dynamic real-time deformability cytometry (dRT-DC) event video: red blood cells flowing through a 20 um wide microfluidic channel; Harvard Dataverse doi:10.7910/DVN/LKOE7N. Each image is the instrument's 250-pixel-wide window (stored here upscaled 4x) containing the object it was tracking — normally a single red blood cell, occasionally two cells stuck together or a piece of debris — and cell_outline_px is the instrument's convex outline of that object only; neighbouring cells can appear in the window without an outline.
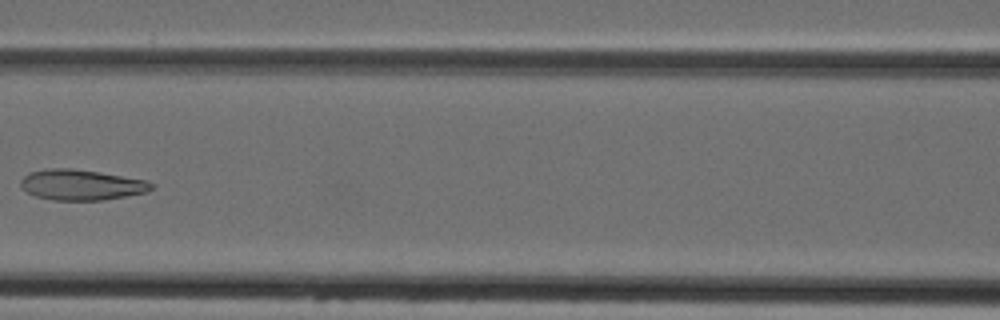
{"species": "Egyptian fruit bat (a non-hibernating species)", "species_latin": "Rousettus aegyptiacus", "temperature_condition": "cold", "stored_images_in_passage": 5, "camera_frame_rate_fps": 3000, "um_per_image_px": 0.085, "animal": {"sex": "female"}, "frame": {"image": 1, "passage_image": 5, "time_ms": 4.667, "image_size_px": [1000, 320], "cell_outline_px": [[156, 184], [148, 192], [104, 200], [52, 200], [36, 196], [28, 192], [20, 184], [20, 180], [24, 176], [32, 172], [44, 168], [72, 168], [148, 180]], "centroid_in_image_um": [6.95, 15.71], "position_along_channel_um": 159.6, "area_um2": 23.29}}